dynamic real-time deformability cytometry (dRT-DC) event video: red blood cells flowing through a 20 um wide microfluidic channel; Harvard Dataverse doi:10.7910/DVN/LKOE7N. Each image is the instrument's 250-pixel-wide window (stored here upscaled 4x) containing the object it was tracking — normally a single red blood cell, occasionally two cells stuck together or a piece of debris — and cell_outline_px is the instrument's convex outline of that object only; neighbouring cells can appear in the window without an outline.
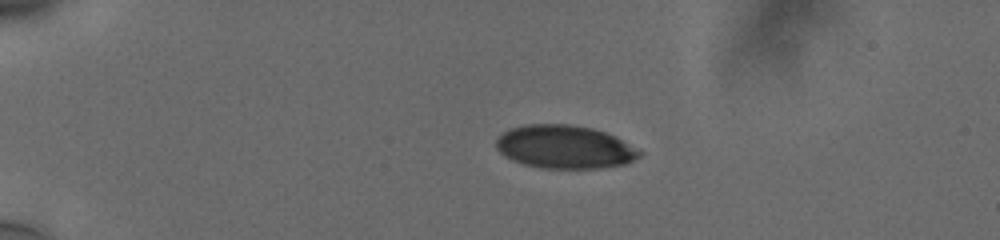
{"species": "human", "species_latin": "Homo sapiens", "temperature_condition": "cold", "stored_images_in_passage": 44, "camera_frame_rate_fps": 3000, "um_per_image_px": 0.085, "donor": {"sex": "male"}, "frame": {"image": 1, "passage_image": 1, "time_ms": 0.0, "image_size_px": [1000, 240], "cell_outline_px": [[644, 152], [640, 156], [628, 164], [604, 168], [540, 168], [524, 164], [512, 160], [500, 152], [496, 148], [496, 140], [504, 132], [512, 128], [524, 124], [568, 124], [592, 128], [616, 136]], "centroid_in_image_um": [48.04, 12.49], "position_along_channel_um": 37.0, "area_um2": 36.3}}
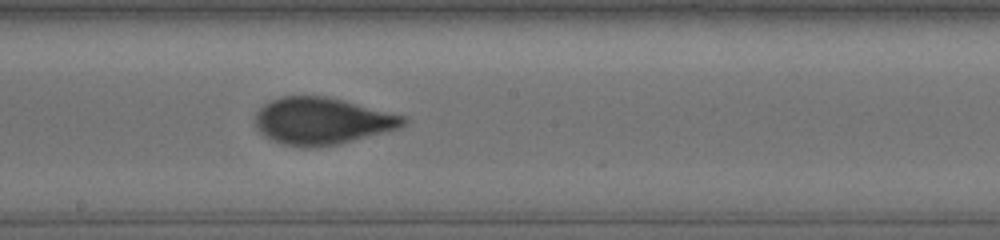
{"frame": {"image": 2, "passage_image": 21, "time_ms": 6.667, "image_size_px": [1000, 240], "cell_outline_px": [[408, 120], [404, 124], [396, 128], [340, 144], [316, 148], [304, 148], [284, 144], [272, 140], [264, 136], [256, 128], [256, 112], [264, 104], [280, 96], [328, 96], [344, 100], [404, 116]], "centroid_in_image_um": [27.32, 10.29], "position_along_channel_um": 220.9, "area_um2": 40.34}}
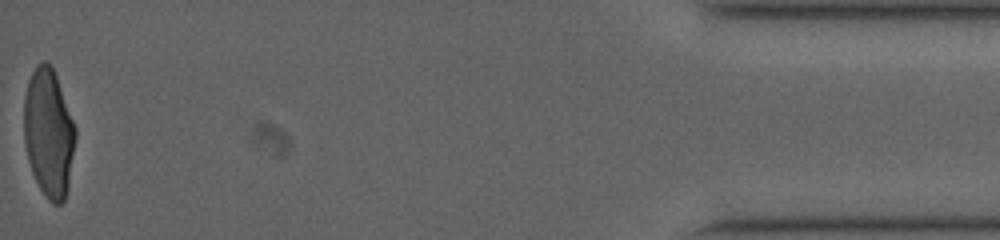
{"frame": {"image": 3, "passage_image": 44, "time_ms": 14.333, "image_size_px": [1000, 240], "cell_outline_px": [[76, 136], [68, 188], [64, 200], [60, 204], [52, 204], [48, 200], [40, 188], [32, 172], [28, 160], [24, 140], [24, 96], [28, 80], [36, 64], [44, 60], [52, 68], [56, 76], [76, 128]], "centroid_in_image_um": [4.13, 11.31], "position_along_channel_um": 431.1, "area_um2": 38.38}, "authors_computed_cell_mechanics": {"area_um2": 39.304, "velocity_mm_per_s": 3.7785, "shape_relaxation_time_tau1_ms": 6.1723, "shape_relaxation_time_tau2_ms": null, "deformation_change_tau1": 0.1954, "deformation_change_tau2": null}}